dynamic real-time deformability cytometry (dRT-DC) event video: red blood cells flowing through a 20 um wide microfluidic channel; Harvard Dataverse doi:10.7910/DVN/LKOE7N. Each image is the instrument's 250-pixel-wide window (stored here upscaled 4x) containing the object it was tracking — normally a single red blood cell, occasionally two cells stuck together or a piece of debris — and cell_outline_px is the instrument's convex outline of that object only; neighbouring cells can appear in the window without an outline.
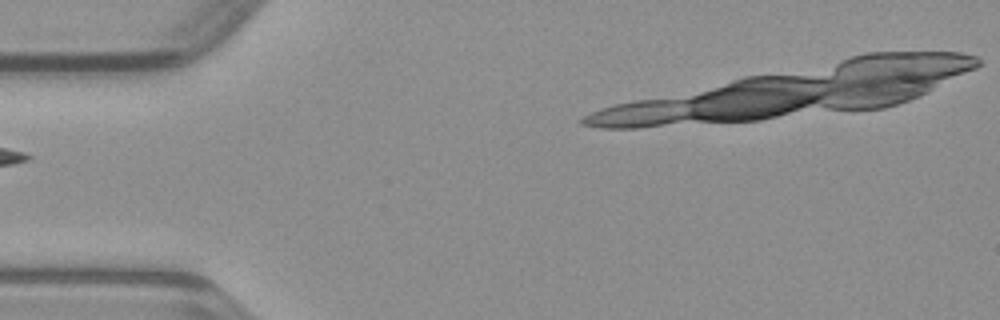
{"species": "common noctule bat (a hibernating species)", "species_latin": "Nyctalus noctula", "temperature_condition": "warm", "stored_images_in_passage": 25, "camera_frame_rate_fps": 3000, "um_per_image_px": 0.085, "animal": {"sex": "male", "body_mass_g": 23.1, "forearm_length_mm": 52.7}, "frame": {"image": 1, "passage_image": 1, "time_ms": 0.0, "image_size_px": [1000, 320], "cell_outline_px": [[824, 80], [820, 96], [804, 104], [768, 116], [748, 120], [712, 120], [684, 116], [688, 100], [696, 96], [744, 80], [760, 76], [784, 76]], "centroid_in_image_um": [64.11, 8.36], "position_along_channel_um": 20.9, "area_um2": 30.81}}